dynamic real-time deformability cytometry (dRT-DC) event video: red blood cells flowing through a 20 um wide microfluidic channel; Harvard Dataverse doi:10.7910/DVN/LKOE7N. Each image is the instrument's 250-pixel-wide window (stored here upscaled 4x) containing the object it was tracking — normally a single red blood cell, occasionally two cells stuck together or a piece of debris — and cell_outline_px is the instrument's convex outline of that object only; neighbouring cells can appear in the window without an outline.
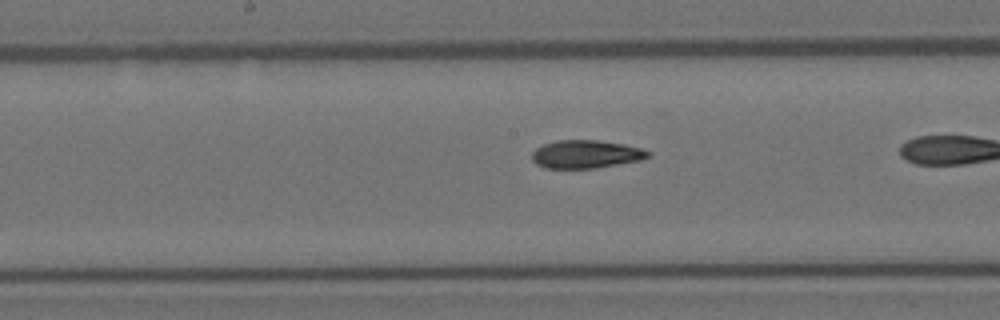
{"species": "Egyptian fruit bat (a non-hibernating species)", "species_latin": "Rousettus aegyptiacus", "temperature_condition": "room temperature", "stored_images_in_passage": 40, "camera_frame_rate_fps": 3000, "um_per_image_px": 0.085, "animal": {"sex": "female"}, "frame": {"image": 1, "passage_image": 26, "time_ms": 8.333, "image_size_px": [1000, 320], "cell_outline_px": [[652, 156], [640, 160], [596, 168], [544, 168], [536, 164], [532, 160], [532, 152], [536, 148], [544, 144], [556, 140], [596, 140], [624, 144], [640, 148], [652, 152]], "centroid_in_image_um": [49.81, 13.11], "position_along_channel_um": 198.4, "area_um2": 19.07}}
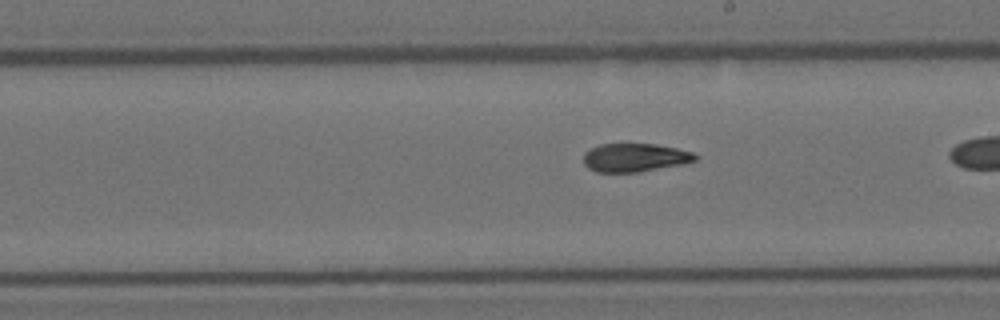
{"frame": {"image": 2, "passage_image": 29, "time_ms": 9.333, "image_size_px": [1000, 320], "cell_outline_px": [[700, 156], [696, 160], [680, 164], [636, 172], [596, 172], [588, 168], [584, 164], [584, 152], [588, 148], [600, 144], [652, 144], [676, 148], [692, 152]], "centroid_in_image_um": [53.91, 13.39], "position_along_channel_um": 235.1, "area_um2": 18.38}}
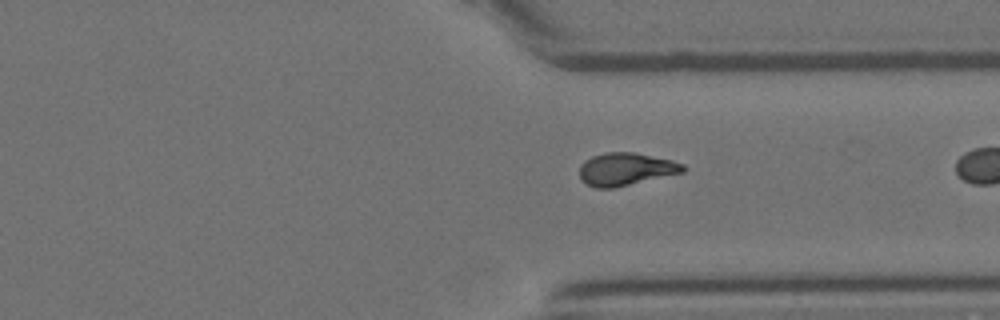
{"frame": {"image": 3, "passage_image": 39, "time_ms": 12.667, "image_size_px": [1000, 320], "cell_outline_px": [[684, 172], [612, 188], [596, 188], [588, 184], [580, 176], [580, 164], [584, 160], [592, 156], [604, 152], [632, 152], [672, 160], [684, 164]], "centroid_in_image_um": [53.18, 14.36], "position_along_channel_um": 358.2, "area_um2": 19.48}}